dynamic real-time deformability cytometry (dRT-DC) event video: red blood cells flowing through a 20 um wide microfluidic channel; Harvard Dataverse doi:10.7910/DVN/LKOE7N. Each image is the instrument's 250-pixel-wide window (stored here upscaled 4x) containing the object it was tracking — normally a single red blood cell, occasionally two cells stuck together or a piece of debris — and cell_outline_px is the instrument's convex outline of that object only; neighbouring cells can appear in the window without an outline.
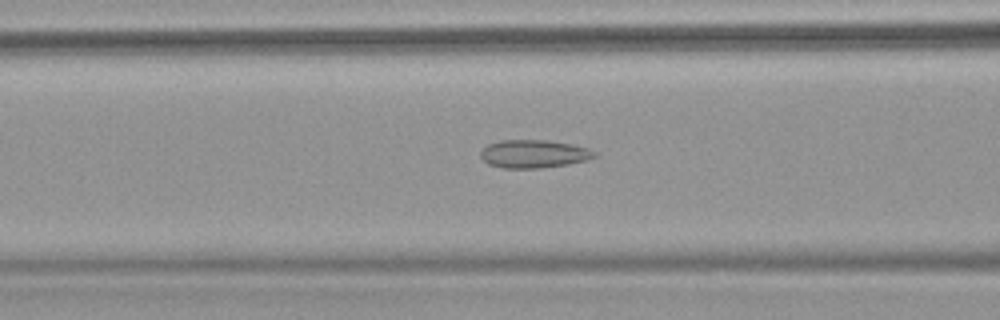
{"species": "common noctule bat (a hibernating species)", "species_latin": "Nyctalus noctula", "temperature_condition": "warm", "stored_images_in_passage": 63, "camera_frame_rate_fps": 3000, "um_per_image_px": 0.085, "animal": {"sex": "female", "body_mass_g": 18.4}, "frame": {"image": 1, "passage_image": 27, "time_ms": 8.667, "image_size_px": [1000, 320], "cell_outline_px": [[596, 156], [588, 160], [568, 164], [540, 168], [504, 168], [488, 164], [480, 156], [480, 152], [488, 144], [500, 140], [548, 140], [572, 144], [588, 148], [596, 152]], "centroid_in_image_um": [45.38, 13.07], "position_along_channel_um": 121.2, "area_um2": 18.67}}
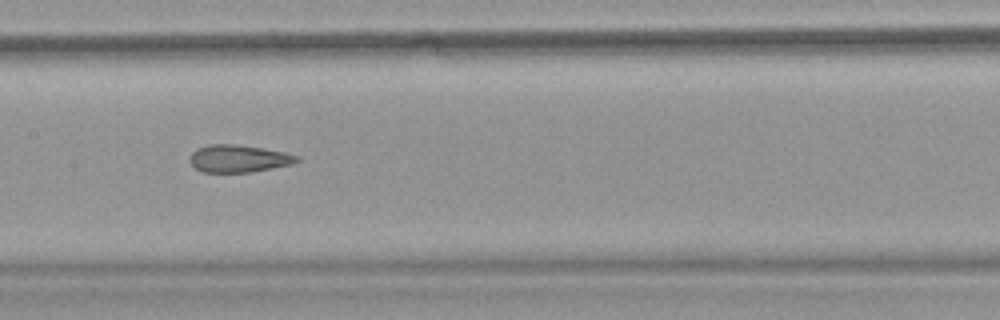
{"frame": {"image": 2, "passage_image": 33, "time_ms": 10.667, "image_size_px": [1000, 320], "cell_outline_px": [[300, 160], [292, 164], [252, 172], [200, 172], [188, 160], [188, 156], [196, 148], [208, 144], [236, 144], [264, 148], [284, 152], [300, 156]], "centroid_in_image_um": [20.26, 13.47], "position_along_channel_um": 187.1, "area_um2": 17.34}}
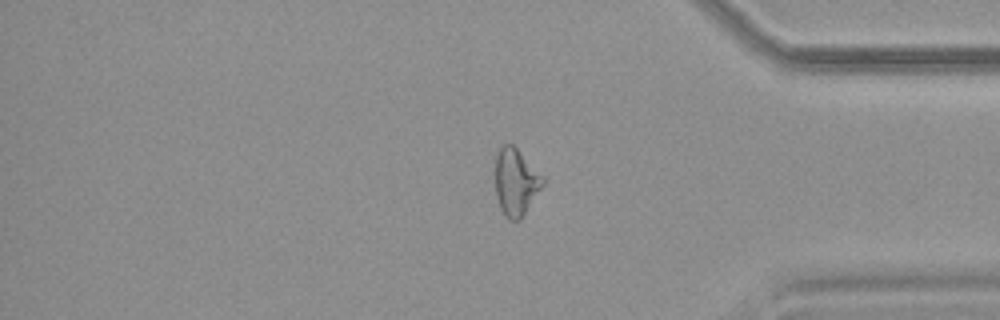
{"frame": {"image": 3, "passage_image": 53, "time_ms": 17.333, "image_size_px": [1000, 320], "cell_outline_px": [[544, 184], [520, 220], [508, 220], [500, 208], [496, 196], [496, 156], [500, 148], [504, 144], [512, 144], [544, 176]], "centroid_in_image_um": [43.85, 15.48], "position_along_channel_um": 391.3, "area_um2": 18.38}}